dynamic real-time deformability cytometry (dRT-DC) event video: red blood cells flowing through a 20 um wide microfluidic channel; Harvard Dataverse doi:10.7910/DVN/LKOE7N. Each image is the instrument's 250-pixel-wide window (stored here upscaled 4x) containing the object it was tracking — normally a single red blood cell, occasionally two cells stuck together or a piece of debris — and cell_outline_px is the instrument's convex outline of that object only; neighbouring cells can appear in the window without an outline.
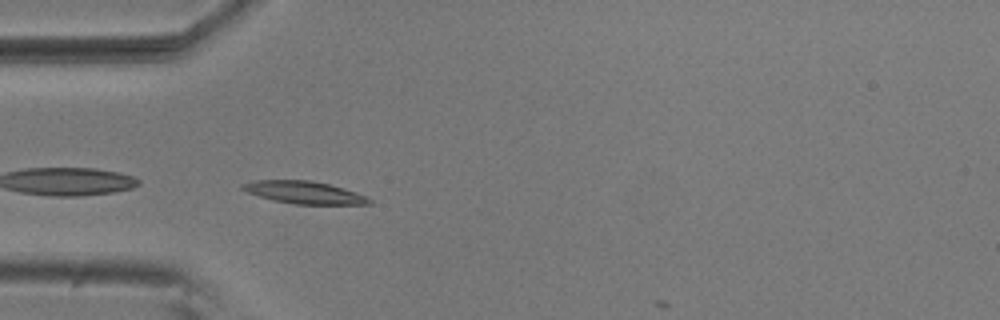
{"species": "common noctule bat (a hibernating species)", "species_latin": "Nyctalus noctula", "temperature_condition": "room temperature", "stored_images_in_passage": 2, "camera_frame_rate_fps": 3000, "um_per_image_px": 0.085, "animal": {"sex": "male", "body_mass_g": 20.5, "forearm_length_mm": 52.5}, "frame": {"image": 1, "passage_image": 1, "time_ms": 0.0, "image_size_px": [1000, 320], "cell_outline_px": [[372, 204], [296, 204], [272, 200], [248, 192], [240, 188], [240, 184], [256, 180], [312, 180], [328, 184], [356, 192], [368, 196], [372, 200]], "centroid_in_image_um": [25.87, 16.35], "position_along_channel_um": 59.1, "area_um2": 16.53}}